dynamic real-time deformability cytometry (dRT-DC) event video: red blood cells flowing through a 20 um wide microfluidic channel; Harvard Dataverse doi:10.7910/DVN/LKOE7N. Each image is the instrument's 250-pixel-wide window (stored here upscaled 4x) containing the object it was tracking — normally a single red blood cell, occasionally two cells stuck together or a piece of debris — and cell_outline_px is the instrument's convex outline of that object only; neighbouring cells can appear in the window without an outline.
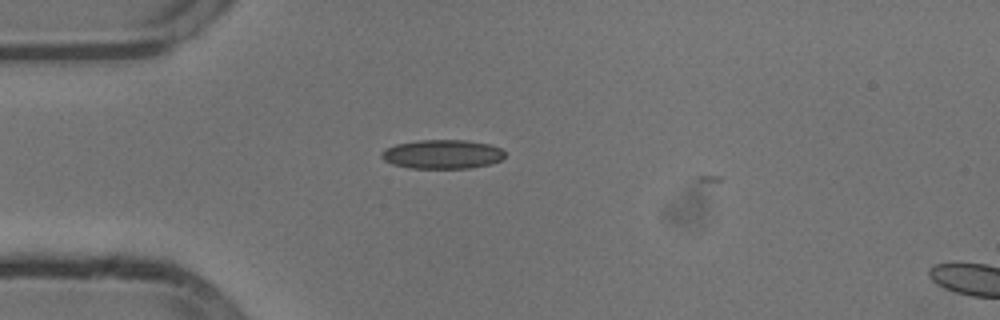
{"species": "common noctule bat (a hibernating species)", "species_latin": "Nyctalus noctula", "temperature_condition": "cold", "stored_images_in_passage": 3, "camera_frame_rate_fps": 3000, "um_per_image_px": 0.085, "animal": {"sex": "male", "body_mass_g": 13.3}, "frame": {"image": 1, "passage_image": 2, "time_ms": 0.333, "image_size_px": [1000, 320], "cell_outline_px": [[504, 156], [500, 160], [492, 164], [472, 168], [408, 168], [392, 164], [384, 160], [380, 156], [380, 152], [384, 148], [396, 144], [420, 140], [464, 140], [488, 144], [500, 148], [504, 152]], "centroid_in_image_um": [37.56, 13.11], "position_along_channel_um": 47.4, "area_um2": 20.98}}